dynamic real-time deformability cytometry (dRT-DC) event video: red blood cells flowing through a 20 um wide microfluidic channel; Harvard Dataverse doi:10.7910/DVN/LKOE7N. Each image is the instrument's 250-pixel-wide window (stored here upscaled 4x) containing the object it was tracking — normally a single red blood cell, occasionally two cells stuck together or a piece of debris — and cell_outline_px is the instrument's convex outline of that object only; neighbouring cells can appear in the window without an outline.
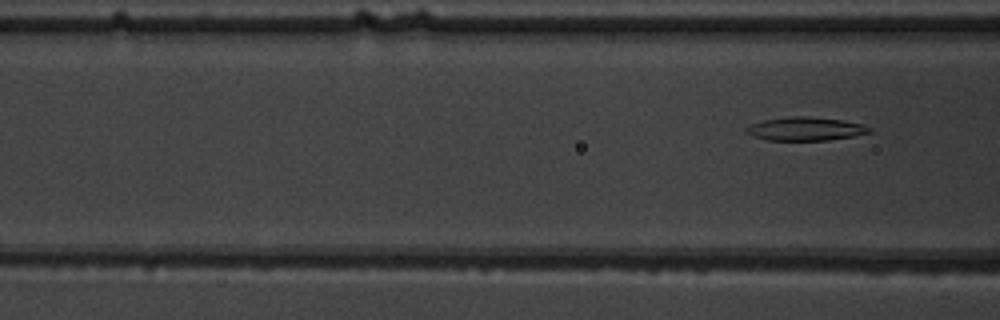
{"species": "common noctule bat (a hibernating species)", "species_latin": "Nyctalus noctula", "temperature_condition": "warm", "stored_images_in_passage": 5, "camera_frame_rate_fps": 3000, "um_per_image_px": 0.085, "animal": {"sex": "male", "body_mass_g": 19.5, "forearm_length_mm": 54.6}, "frame": {"image": 1, "passage_image": 5, "time_ms": 5.667, "image_size_px": [1000, 320], "cell_outline_px": [[872, 132], [852, 136], [828, 140], [764, 140], [752, 136], [744, 132], [744, 128], [752, 124], [764, 120], [788, 116], [808, 116], [844, 120], [860, 124], [872, 128]], "centroid_in_image_um": [68.42, 10.95], "position_along_channel_um": 98.2, "area_um2": 16.94}}